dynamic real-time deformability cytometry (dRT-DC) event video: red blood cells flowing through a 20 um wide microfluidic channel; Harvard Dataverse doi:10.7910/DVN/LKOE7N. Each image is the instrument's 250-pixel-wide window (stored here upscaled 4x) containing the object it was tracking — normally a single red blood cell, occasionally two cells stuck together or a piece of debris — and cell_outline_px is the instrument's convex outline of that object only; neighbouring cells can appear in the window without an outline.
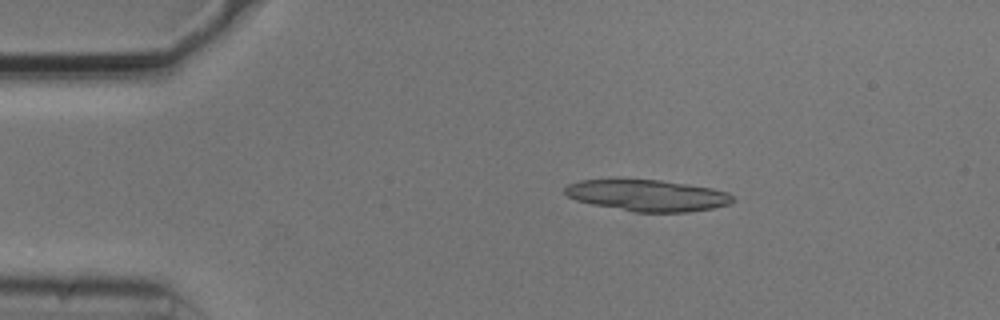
{"species": "common noctule bat (a hibernating species)", "species_latin": "Nyctalus noctula", "temperature_condition": "cold", "stored_images_in_passage": 52, "segment_of_instrument_passage": [1, 2], "camera_frame_rate_fps": 3000, "um_per_image_px": 0.085, "animal": {"sex": "male", "body_mass_g": 20.5, "forearm_length_mm": 52.5}, "frame": {"image": 1, "passage_image": 9, "time_ms": 2.667, "image_size_px": [1000, 320], "cell_outline_px": [[736, 200], [728, 204], [712, 208], [688, 212], [636, 212], [592, 204], [576, 200], [568, 196], [564, 192], [564, 188], [568, 184], [580, 180], [620, 176], [660, 180], [688, 184], [712, 188], [728, 192], [736, 196]], "centroid_in_image_um": [54.99, 16.56], "position_along_channel_um": 30.0, "area_um2": 31.79}}